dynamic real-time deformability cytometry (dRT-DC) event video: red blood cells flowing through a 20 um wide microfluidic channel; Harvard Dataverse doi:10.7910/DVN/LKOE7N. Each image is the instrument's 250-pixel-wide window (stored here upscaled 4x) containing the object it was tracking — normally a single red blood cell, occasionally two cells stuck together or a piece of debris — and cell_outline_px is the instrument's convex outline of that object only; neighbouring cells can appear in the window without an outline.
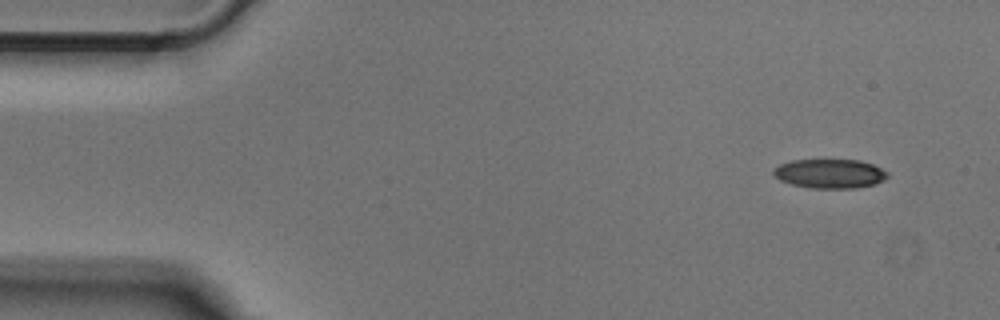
{"species": "Egyptian fruit bat (a non-hibernating species)", "species_latin": "Rousettus aegyptiacus", "temperature_condition": "cold", "stored_images_in_passage": 47, "camera_frame_rate_fps": 3000, "um_per_image_px": 0.085, "animal": {"sex": "male"}, "frame": {"image": 1, "passage_image": 1, "time_ms": 0.0, "image_size_px": [1000, 320], "cell_outline_px": [[888, 176], [884, 180], [872, 184], [856, 188], [808, 188], [792, 184], [780, 180], [772, 172], [772, 168], [780, 164], [792, 160], [860, 160], [872, 164], [888, 172]], "centroid_in_image_um": [70.51, 14.75], "position_along_channel_um": 14.5, "area_um2": 19.36}}
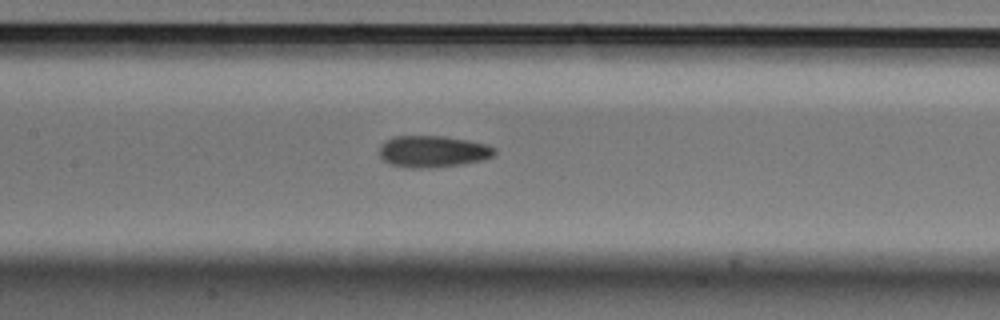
{"frame": {"image": 2, "passage_image": 20, "time_ms": 6.333, "image_size_px": [1000, 320], "cell_outline_px": [[496, 156], [484, 160], [464, 164], [428, 168], [412, 168], [392, 164], [384, 160], [380, 156], [380, 144], [384, 140], [392, 136], [444, 136], [468, 140], [488, 144], [496, 148]], "centroid_in_image_um": [36.84, 12.87], "position_along_channel_um": 170.6, "area_um2": 21.56}}
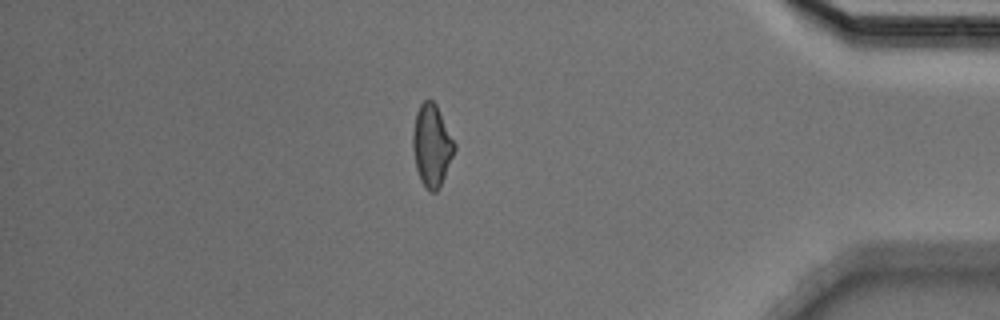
{"frame": {"image": 3, "passage_image": 40, "time_ms": 13.0, "image_size_px": [1000, 320], "cell_outline_px": [[456, 148], [444, 176], [436, 192], [432, 192], [420, 180], [416, 168], [412, 148], [412, 136], [416, 112], [420, 104], [424, 100], [432, 100], [436, 104], [456, 144]], "centroid_in_image_um": [36.69, 12.33], "position_along_channel_um": 398.5, "area_um2": 19.65}}